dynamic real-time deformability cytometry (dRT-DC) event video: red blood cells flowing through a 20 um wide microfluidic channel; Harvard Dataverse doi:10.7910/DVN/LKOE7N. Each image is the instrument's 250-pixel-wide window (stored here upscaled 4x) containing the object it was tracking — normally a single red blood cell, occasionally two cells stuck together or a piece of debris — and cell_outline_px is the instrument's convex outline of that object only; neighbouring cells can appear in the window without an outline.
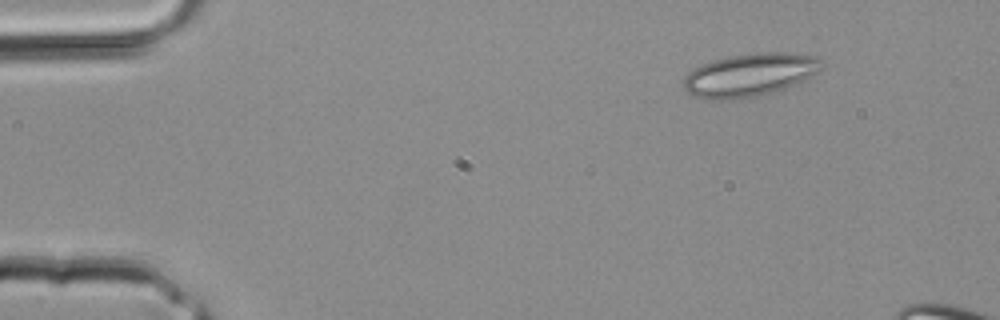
{"species": "common noctule bat (a hibernating species)", "species_latin": "Nyctalus noctula", "temperature_condition": "room temperature", "stored_images_in_passage": 3, "camera_frame_rate_fps": 3000, "um_per_image_px": 0.085, "animal": {"sex": "male", "body_mass_g": 20.4}, "frame": {"image": 1, "passage_image": 1, "time_ms": 0.0, "image_size_px": [1000, 320], "cell_outline_px": [[824, 68], [796, 84], [768, 96], [740, 100], [704, 100], [692, 96], [684, 88], [684, 76], [688, 72], [700, 64], [712, 60], [728, 56], [756, 52], [784, 52], [816, 56], [824, 60]], "centroid_in_image_um": [63.74, 6.39], "position_along_channel_um": 21.3, "area_um2": 35.84}}